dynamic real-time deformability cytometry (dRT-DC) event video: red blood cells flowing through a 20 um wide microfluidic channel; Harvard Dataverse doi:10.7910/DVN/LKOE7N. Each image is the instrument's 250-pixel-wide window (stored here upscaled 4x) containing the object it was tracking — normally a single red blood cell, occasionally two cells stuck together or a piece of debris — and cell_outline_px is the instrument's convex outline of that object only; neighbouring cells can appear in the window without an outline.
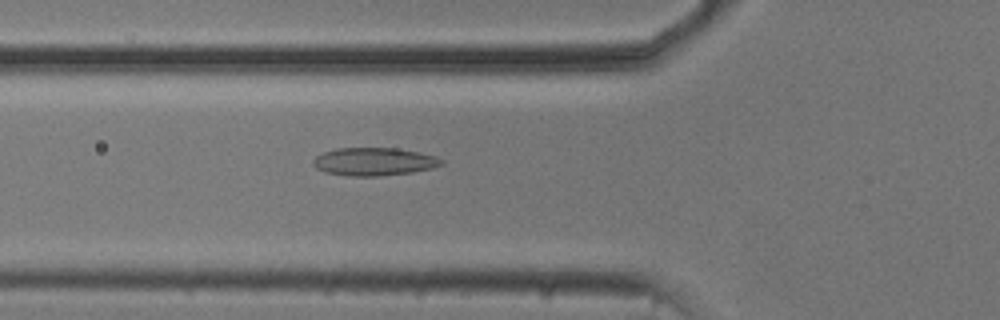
{"species": "common noctule bat (a hibernating species)", "species_latin": "Nyctalus noctula", "temperature_condition": "cold", "stored_images_in_passage": 44, "camera_frame_rate_fps": 3000, "um_per_image_px": 0.085, "animal": {"sex": "male", "body_mass_g": 20.5, "forearm_length_mm": 52.5}, "frame": {"image": 1, "passage_image": 10, "time_ms": 3.0, "image_size_px": [1000, 320], "cell_outline_px": [[444, 164], [432, 168], [412, 172], [376, 176], [348, 176], [324, 172], [316, 168], [312, 164], [312, 160], [316, 156], [324, 152], [336, 148], [396, 148], [436, 156], [444, 160]], "centroid_in_image_um": [31.77, 13.74], "position_along_channel_um": 94.0, "area_um2": 20.92}}
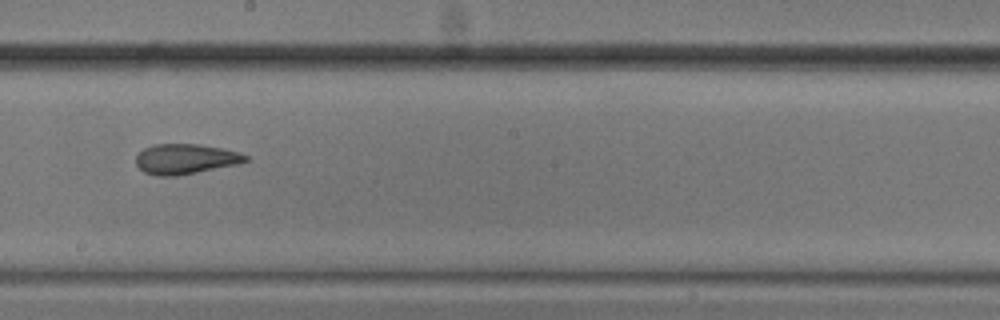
{"frame": {"image": 2, "passage_image": 21, "time_ms": 6.667, "image_size_px": [1000, 320], "cell_outline_px": [[252, 160], [236, 164], [176, 176], [156, 176], [144, 172], [136, 164], [136, 156], [144, 148], [152, 144], [200, 144], [240, 152], [248, 156]], "centroid_in_image_um": [15.76, 13.51], "position_along_channel_um": 232.4, "area_um2": 19.25}}
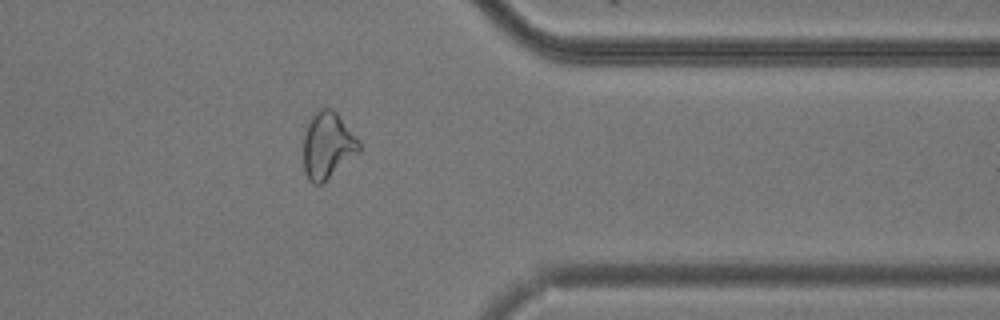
{"frame": {"image": 3, "passage_image": 34, "time_ms": 11.0, "image_size_px": [1000, 320], "cell_outline_px": [[360, 152], [324, 184], [312, 184], [308, 180], [304, 172], [304, 136], [308, 120], [316, 108], [332, 108], [336, 112], [360, 140]], "centroid_in_image_um": [27.85, 12.38], "position_along_channel_um": 383.5, "area_um2": 22.2}, "authors_computed_cell_mechanics": {"area_um2": 20.7213, "velocity_mm_per_s": 3.7535, "shape_relaxation_time_tau1_ms": 5.9489, "shape_relaxation_time_tau2_ms": 2.5935, "deformation_change_tau1": 0.119, "deformation_change_tau2": 0.0918}}